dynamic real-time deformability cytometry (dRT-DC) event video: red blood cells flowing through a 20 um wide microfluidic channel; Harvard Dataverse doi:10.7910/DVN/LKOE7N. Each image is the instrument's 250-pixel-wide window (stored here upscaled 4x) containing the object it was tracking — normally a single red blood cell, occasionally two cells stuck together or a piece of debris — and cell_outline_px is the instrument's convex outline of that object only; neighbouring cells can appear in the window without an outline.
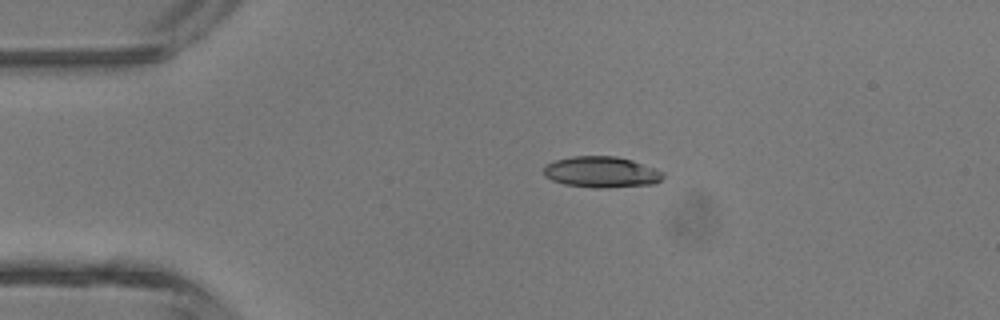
{"species": "common noctule bat (a hibernating species)", "species_latin": "Nyctalus noctula", "temperature_condition": "room temperature", "stored_images_in_passage": 3, "camera_frame_rate_fps": 3000, "um_per_image_px": 0.085, "animal": {"sex": "male", "body_mass_g": 13.3}, "frame": {"image": 1, "passage_image": 2, "time_ms": 1.0, "image_size_px": [1000, 320], "cell_outline_px": [[664, 176], [656, 184], [608, 188], [596, 188], [564, 184], [552, 180], [544, 176], [544, 168], [548, 164], [556, 160], [572, 156], [616, 156], [632, 160], [664, 172]], "centroid_in_image_um": [51.14, 14.63], "position_along_channel_um": 33.9, "area_um2": 21.62}}